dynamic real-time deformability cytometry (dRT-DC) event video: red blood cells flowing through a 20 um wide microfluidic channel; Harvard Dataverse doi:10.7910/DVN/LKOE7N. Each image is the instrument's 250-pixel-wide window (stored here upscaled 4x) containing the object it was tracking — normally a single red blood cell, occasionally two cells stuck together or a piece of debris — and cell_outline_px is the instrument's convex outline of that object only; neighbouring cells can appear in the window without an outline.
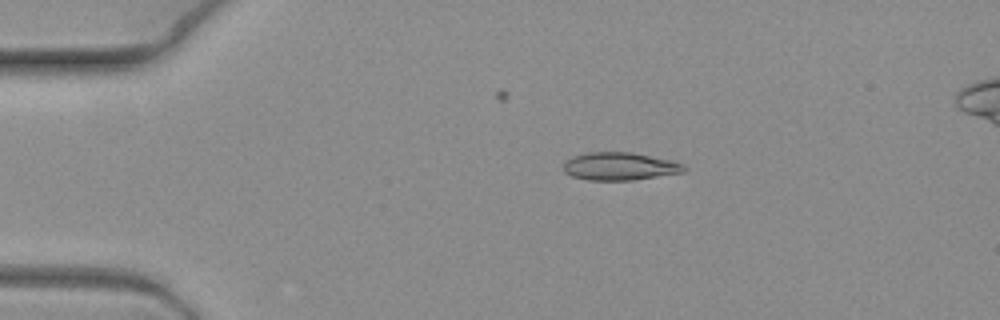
{"species": "common noctule bat (a hibernating species)", "species_latin": "Nyctalus noctula", "temperature_condition": "warm", "stored_images_in_passage": 8, "camera_frame_rate_fps": 3000, "um_per_image_px": 0.085, "animal": {"sex": "female", "body_mass_g": 19.3, "forearm_length_mm": 54.1}, "frame": {"image": 1, "passage_image": 3, "time_ms": 0.667, "image_size_px": [1000, 320], "cell_outline_px": [[688, 168], [684, 172], [632, 180], [588, 180], [572, 176], [564, 172], [564, 164], [572, 156], [588, 152], [632, 152], [668, 160], [684, 164]], "centroid_in_image_um": [52.67, 14.14], "position_along_channel_um": 32.3, "area_um2": 19.42}}
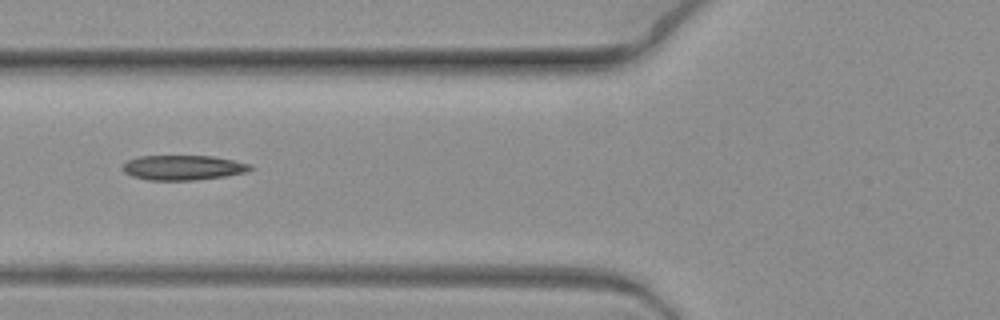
{"frame": {"image": 2, "passage_image": 6, "time_ms": 1.667, "image_size_px": [1000, 320], "cell_outline_px": [[252, 168], [244, 172], [224, 176], [192, 180], [148, 180], [132, 176], [124, 172], [120, 168], [128, 160], [140, 156], [212, 156], [252, 164]], "centroid_in_image_um": [15.51, 14.24], "position_along_channel_um": 110.3, "area_um2": 18.32}}
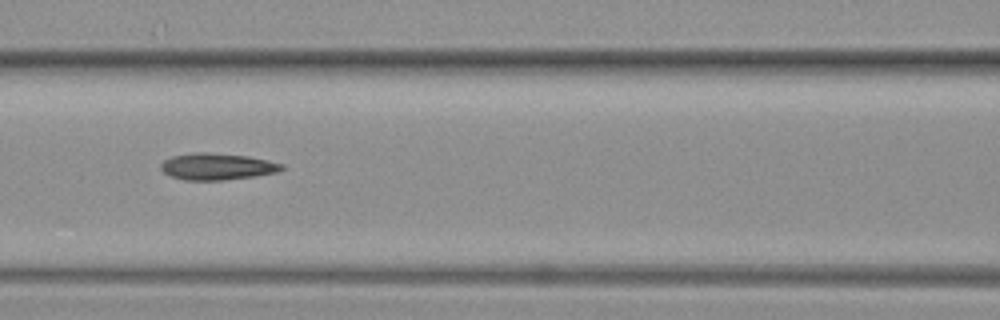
{"frame": {"image": 3, "passage_image": 7, "time_ms": 2.0, "image_size_px": [1000, 320], "cell_outline_px": [[284, 168], [280, 172], [224, 180], [184, 180], [172, 176], [164, 172], [160, 168], [160, 164], [164, 160], [172, 156], [192, 152], [208, 152], [248, 156], [268, 160], [284, 164]], "centroid_in_image_um": [18.46, 14.14], "position_along_channel_um": 148.1, "area_um2": 18.84}}